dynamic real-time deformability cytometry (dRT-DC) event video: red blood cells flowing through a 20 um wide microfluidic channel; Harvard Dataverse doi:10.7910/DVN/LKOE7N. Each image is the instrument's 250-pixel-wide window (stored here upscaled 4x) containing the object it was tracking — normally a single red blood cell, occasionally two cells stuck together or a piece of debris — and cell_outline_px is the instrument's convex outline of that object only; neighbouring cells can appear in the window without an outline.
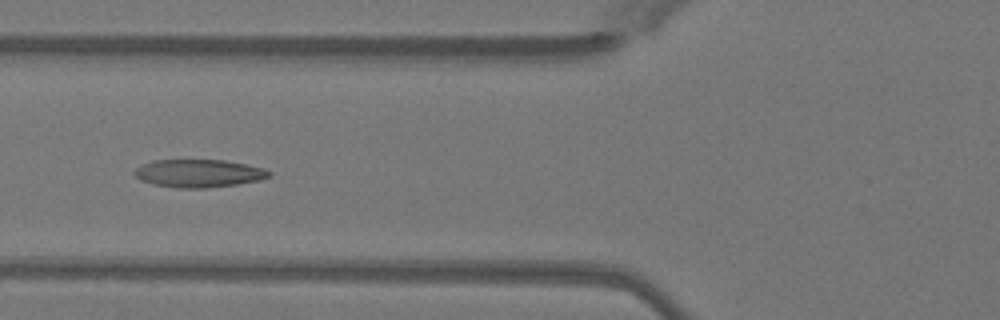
{"species": "Egyptian fruit bat (a non-hibernating species)", "species_latin": "Rousettus aegyptiacus", "temperature_condition": "warm", "stored_images_in_passage": 26, "camera_frame_rate_fps": 3000, "um_per_image_px": 0.085, "animal": {"sex": "female"}, "frame": {"image": 1, "passage_image": 9, "time_ms": 2.667, "image_size_px": [1000, 320], "cell_outline_px": [[272, 176], [260, 180], [236, 184], [208, 188], [180, 188], [152, 184], [140, 180], [132, 172], [140, 164], [152, 160], [224, 160], [264, 168], [272, 172]], "centroid_in_image_um": [16.87, 14.73], "position_along_channel_um": 108.9, "area_um2": 22.02}}
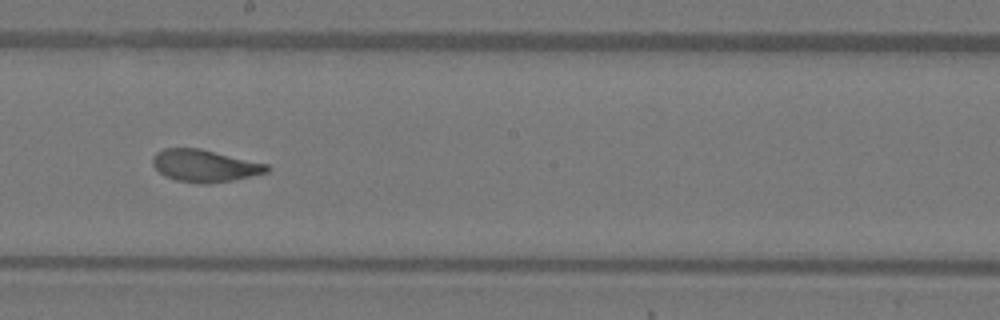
{"frame": {"image": 2, "passage_image": 18, "time_ms": 5.667, "image_size_px": [1000, 320], "cell_outline_px": [[272, 168], [268, 172], [232, 180], [208, 184], [204, 184], [176, 180], [164, 176], [152, 164], [152, 156], [156, 152], [164, 148], [200, 148], [268, 164]], "centroid_in_image_um": [17.39, 14.08], "position_along_channel_um": 230.8, "area_um2": 21.5}}
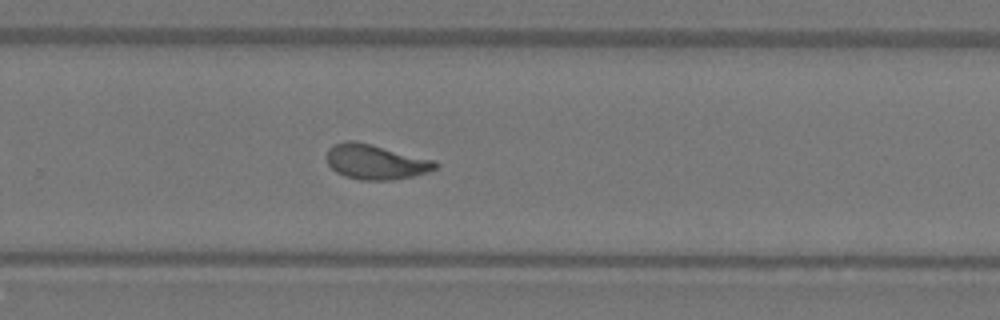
{"frame": {"image": 3, "passage_image": 23, "time_ms": 7.333, "image_size_px": [1000, 320], "cell_outline_px": [[440, 164], [436, 168], [428, 172], [412, 176], [392, 180], [360, 180], [344, 176], [336, 172], [328, 164], [324, 156], [328, 148], [332, 144], [348, 140], [356, 140], [436, 160]], "centroid_in_image_um": [31.9, 13.74], "position_along_channel_um": 297.9, "area_um2": 22.54}}